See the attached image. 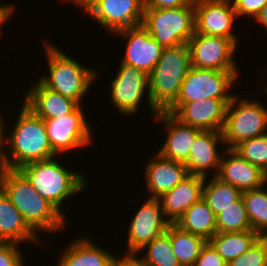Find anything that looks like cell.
<instances>
[{
	"mask_svg": "<svg viewBox=\"0 0 267 266\" xmlns=\"http://www.w3.org/2000/svg\"><path fill=\"white\" fill-rule=\"evenodd\" d=\"M142 25L163 48L188 43L195 33L194 6L144 8Z\"/></svg>",
	"mask_w": 267,
	"mask_h": 266,
	"instance_id": "6",
	"label": "cell"
},
{
	"mask_svg": "<svg viewBox=\"0 0 267 266\" xmlns=\"http://www.w3.org/2000/svg\"><path fill=\"white\" fill-rule=\"evenodd\" d=\"M216 226L224 233L252 230L242 197L216 215Z\"/></svg>",
	"mask_w": 267,
	"mask_h": 266,
	"instance_id": "31",
	"label": "cell"
},
{
	"mask_svg": "<svg viewBox=\"0 0 267 266\" xmlns=\"http://www.w3.org/2000/svg\"><path fill=\"white\" fill-rule=\"evenodd\" d=\"M111 81L110 100L119 113L133 116L141 107L139 105L146 92L151 113L154 116L158 113L150 104L149 78L145 72L120 63L119 70Z\"/></svg>",
	"mask_w": 267,
	"mask_h": 266,
	"instance_id": "10",
	"label": "cell"
},
{
	"mask_svg": "<svg viewBox=\"0 0 267 266\" xmlns=\"http://www.w3.org/2000/svg\"><path fill=\"white\" fill-rule=\"evenodd\" d=\"M71 1V0H70ZM95 0H72V2L75 4H77V6L79 5V7L81 6L83 8L84 11H86L94 2Z\"/></svg>",
	"mask_w": 267,
	"mask_h": 266,
	"instance_id": "42",
	"label": "cell"
},
{
	"mask_svg": "<svg viewBox=\"0 0 267 266\" xmlns=\"http://www.w3.org/2000/svg\"><path fill=\"white\" fill-rule=\"evenodd\" d=\"M116 34L127 38L125 55L120 63L133 66L149 75L160 59L163 47L142 24L118 31L113 35Z\"/></svg>",
	"mask_w": 267,
	"mask_h": 266,
	"instance_id": "16",
	"label": "cell"
},
{
	"mask_svg": "<svg viewBox=\"0 0 267 266\" xmlns=\"http://www.w3.org/2000/svg\"><path fill=\"white\" fill-rule=\"evenodd\" d=\"M43 42H45L49 73L42 75L38 80L50 90L69 97L81 105L85 94L90 92L91 83L98 77L97 72L77 62L57 45H52L47 40Z\"/></svg>",
	"mask_w": 267,
	"mask_h": 266,
	"instance_id": "5",
	"label": "cell"
},
{
	"mask_svg": "<svg viewBox=\"0 0 267 266\" xmlns=\"http://www.w3.org/2000/svg\"><path fill=\"white\" fill-rule=\"evenodd\" d=\"M14 8H15V5H13V4L11 5V3H10V5L0 4V29H1V26L7 22V20H10L11 15H12L13 11L15 10Z\"/></svg>",
	"mask_w": 267,
	"mask_h": 266,
	"instance_id": "39",
	"label": "cell"
},
{
	"mask_svg": "<svg viewBox=\"0 0 267 266\" xmlns=\"http://www.w3.org/2000/svg\"><path fill=\"white\" fill-rule=\"evenodd\" d=\"M234 150L267 174V133L242 141Z\"/></svg>",
	"mask_w": 267,
	"mask_h": 266,
	"instance_id": "32",
	"label": "cell"
},
{
	"mask_svg": "<svg viewBox=\"0 0 267 266\" xmlns=\"http://www.w3.org/2000/svg\"><path fill=\"white\" fill-rule=\"evenodd\" d=\"M170 240L180 266H193L207 242L200 236L183 231L175 223H170Z\"/></svg>",
	"mask_w": 267,
	"mask_h": 266,
	"instance_id": "27",
	"label": "cell"
},
{
	"mask_svg": "<svg viewBox=\"0 0 267 266\" xmlns=\"http://www.w3.org/2000/svg\"><path fill=\"white\" fill-rule=\"evenodd\" d=\"M227 266H267V237H259L249 250L230 261Z\"/></svg>",
	"mask_w": 267,
	"mask_h": 266,
	"instance_id": "33",
	"label": "cell"
},
{
	"mask_svg": "<svg viewBox=\"0 0 267 266\" xmlns=\"http://www.w3.org/2000/svg\"><path fill=\"white\" fill-rule=\"evenodd\" d=\"M221 154L216 174L220 180L235 186L241 192L267 186V174L246 161L234 149L225 148V152Z\"/></svg>",
	"mask_w": 267,
	"mask_h": 266,
	"instance_id": "17",
	"label": "cell"
},
{
	"mask_svg": "<svg viewBox=\"0 0 267 266\" xmlns=\"http://www.w3.org/2000/svg\"><path fill=\"white\" fill-rule=\"evenodd\" d=\"M196 0H145V8L170 9L194 6Z\"/></svg>",
	"mask_w": 267,
	"mask_h": 266,
	"instance_id": "37",
	"label": "cell"
},
{
	"mask_svg": "<svg viewBox=\"0 0 267 266\" xmlns=\"http://www.w3.org/2000/svg\"><path fill=\"white\" fill-rule=\"evenodd\" d=\"M255 22L257 21L261 27L267 29V5L257 14V16L253 19Z\"/></svg>",
	"mask_w": 267,
	"mask_h": 266,
	"instance_id": "41",
	"label": "cell"
},
{
	"mask_svg": "<svg viewBox=\"0 0 267 266\" xmlns=\"http://www.w3.org/2000/svg\"><path fill=\"white\" fill-rule=\"evenodd\" d=\"M23 104L42 119L61 118L70 114L79 104L45 87L39 80L24 96Z\"/></svg>",
	"mask_w": 267,
	"mask_h": 266,
	"instance_id": "22",
	"label": "cell"
},
{
	"mask_svg": "<svg viewBox=\"0 0 267 266\" xmlns=\"http://www.w3.org/2000/svg\"><path fill=\"white\" fill-rule=\"evenodd\" d=\"M188 45L192 67L237 72L234 54L238 45L233 40L194 33Z\"/></svg>",
	"mask_w": 267,
	"mask_h": 266,
	"instance_id": "9",
	"label": "cell"
},
{
	"mask_svg": "<svg viewBox=\"0 0 267 266\" xmlns=\"http://www.w3.org/2000/svg\"><path fill=\"white\" fill-rule=\"evenodd\" d=\"M193 266H227V263L207 241Z\"/></svg>",
	"mask_w": 267,
	"mask_h": 266,
	"instance_id": "36",
	"label": "cell"
},
{
	"mask_svg": "<svg viewBox=\"0 0 267 266\" xmlns=\"http://www.w3.org/2000/svg\"><path fill=\"white\" fill-rule=\"evenodd\" d=\"M31 183L36 192L47 199L63 215L64 200L83 192L87 187L85 176L69 171L56 159L32 162L18 169Z\"/></svg>",
	"mask_w": 267,
	"mask_h": 266,
	"instance_id": "4",
	"label": "cell"
},
{
	"mask_svg": "<svg viewBox=\"0 0 267 266\" xmlns=\"http://www.w3.org/2000/svg\"><path fill=\"white\" fill-rule=\"evenodd\" d=\"M194 10L195 33L229 38L238 45L232 30L238 17L231 0H196Z\"/></svg>",
	"mask_w": 267,
	"mask_h": 266,
	"instance_id": "13",
	"label": "cell"
},
{
	"mask_svg": "<svg viewBox=\"0 0 267 266\" xmlns=\"http://www.w3.org/2000/svg\"><path fill=\"white\" fill-rule=\"evenodd\" d=\"M90 240L83 237L68 244L56 266H111L115 255Z\"/></svg>",
	"mask_w": 267,
	"mask_h": 266,
	"instance_id": "24",
	"label": "cell"
},
{
	"mask_svg": "<svg viewBox=\"0 0 267 266\" xmlns=\"http://www.w3.org/2000/svg\"><path fill=\"white\" fill-rule=\"evenodd\" d=\"M84 113L78 105L61 118L43 119L50 145L57 155L91 143L93 132Z\"/></svg>",
	"mask_w": 267,
	"mask_h": 266,
	"instance_id": "11",
	"label": "cell"
},
{
	"mask_svg": "<svg viewBox=\"0 0 267 266\" xmlns=\"http://www.w3.org/2000/svg\"><path fill=\"white\" fill-rule=\"evenodd\" d=\"M203 182V176L189 174L158 198L163 215L170 223H176L186 210L202 198Z\"/></svg>",
	"mask_w": 267,
	"mask_h": 266,
	"instance_id": "20",
	"label": "cell"
},
{
	"mask_svg": "<svg viewBox=\"0 0 267 266\" xmlns=\"http://www.w3.org/2000/svg\"><path fill=\"white\" fill-rule=\"evenodd\" d=\"M238 99L239 97L234 95L227 105L221 131L225 147L229 149H234L244 140L267 133L266 107L259 101Z\"/></svg>",
	"mask_w": 267,
	"mask_h": 266,
	"instance_id": "7",
	"label": "cell"
},
{
	"mask_svg": "<svg viewBox=\"0 0 267 266\" xmlns=\"http://www.w3.org/2000/svg\"><path fill=\"white\" fill-rule=\"evenodd\" d=\"M190 68L188 43L163 48L160 59L148 75L150 104L157 112H165L177 100Z\"/></svg>",
	"mask_w": 267,
	"mask_h": 266,
	"instance_id": "3",
	"label": "cell"
},
{
	"mask_svg": "<svg viewBox=\"0 0 267 266\" xmlns=\"http://www.w3.org/2000/svg\"><path fill=\"white\" fill-rule=\"evenodd\" d=\"M230 101L209 98L187 103H173L165 112L172 114L181 123L201 131L221 132Z\"/></svg>",
	"mask_w": 267,
	"mask_h": 266,
	"instance_id": "14",
	"label": "cell"
},
{
	"mask_svg": "<svg viewBox=\"0 0 267 266\" xmlns=\"http://www.w3.org/2000/svg\"><path fill=\"white\" fill-rule=\"evenodd\" d=\"M18 244L0 242V266H24Z\"/></svg>",
	"mask_w": 267,
	"mask_h": 266,
	"instance_id": "34",
	"label": "cell"
},
{
	"mask_svg": "<svg viewBox=\"0 0 267 266\" xmlns=\"http://www.w3.org/2000/svg\"><path fill=\"white\" fill-rule=\"evenodd\" d=\"M212 177L208 182L207 177L204 178L202 198L214 214L218 215L225 208L236 202L241 197L242 192L235 186L223 182L218 177Z\"/></svg>",
	"mask_w": 267,
	"mask_h": 266,
	"instance_id": "28",
	"label": "cell"
},
{
	"mask_svg": "<svg viewBox=\"0 0 267 266\" xmlns=\"http://www.w3.org/2000/svg\"><path fill=\"white\" fill-rule=\"evenodd\" d=\"M224 143L219 131H200L193 140L188 160L184 163L190 175L207 177L213 168L212 176H216L221 155L217 145Z\"/></svg>",
	"mask_w": 267,
	"mask_h": 266,
	"instance_id": "19",
	"label": "cell"
},
{
	"mask_svg": "<svg viewBox=\"0 0 267 266\" xmlns=\"http://www.w3.org/2000/svg\"><path fill=\"white\" fill-rule=\"evenodd\" d=\"M154 159L148 161L145 168V182L148 198L158 199L174 188L188 174L184 163L168 160L155 153ZM156 158V159H155Z\"/></svg>",
	"mask_w": 267,
	"mask_h": 266,
	"instance_id": "21",
	"label": "cell"
},
{
	"mask_svg": "<svg viewBox=\"0 0 267 266\" xmlns=\"http://www.w3.org/2000/svg\"><path fill=\"white\" fill-rule=\"evenodd\" d=\"M260 236L253 230L241 232H217L208 242L228 264L255 243Z\"/></svg>",
	"mask_w": 267,
	"mask_h": 266,
	"instance_id": "26",
	"label": "cell"
},
{
	"mask_svg": "<svg viewBox=\"0 0 267 266\" xmlns=\"http://www.w3.org/2000/svg\"><path fill=\"white\" fill-rule=\"evenodd\" d=\"M111 266H145L137 254L126 253L123 257L116 256L112 261Z\"/></svg>",
	"mask_w": 267,
	"mask_h": 266,
	"instance_id": "38",
	"label": "cell"
},
{
	"mask_svg": "<svg viewBox=\"0 0 267 266\" xmlns=\"http://www.w3.org/2000/svg\"><path fill=\"white\" fill-rule=\"evenodd\" d=\"M130 221L127 236V253L136 254L145 244L166 232L170 222L164 217L160 201L146 198Z\"/></svg>",
	"mask_w": 267,
	"mask_h": 266,
	"instance_id": "15",
	"label": "cell"
},
{
	"mask_svg": "<svg viewBox=\"0 0 267 266\" xmlns=\"http://www.w3.org/2000/svg\"><path fill=\"white\" fill-rule=\"evenodd\" d=\"M154 119L161 124L163 122L168 133L166 141L157 153L165 159L185 163L189 158L193 140L201 130L181 123L167 112H158Z\"/></svg>",
	"mask_w": 267,
	"mask_h": 266,
	"instance_id": "18",
	"label": "cell"
},
{
	"mask_svg": "<svg viewBox=\"0 0 267 266\" xmlns=\"http://www.w3.org/2000/svg\"><path fill=\"white\" fill-rule=\"evenodd\" d=\"M264 186L241 194L251 228L260 237H267V188Z\"/></svg>",
	"mask_w": 267,
	"mask_h": 266,
	"instance_id": "29",
	"label": "cell"
},
{
	"mask_svg": "<svg viewBox=\"0 0 267 266\" xmlns=\"http://www.w3.org/2000/svg\"><path fill=\"white\" fill-rule=\"evenodd\" d=\"M238 72H223L192 67L184 77L174 103H187L204 99L231 100L235 94L227 93L237 81Z\"/></svg>",
	"mask_w": 267,
	"mask_h": 266,
	"instance_id": "8",
	"label": "cell"
},
{
	"mask_svg": "<svg viewBox=\"0 0 267 266\" xmlns=\"http://www.w3.org/2000/svg\"><path fill=\"white\" fill-rule=\"evenodd\" d=\"M42 242L23 219L18 209L0 189V242Z\"/></svg>",
	"mask_w": 267,
	"mask_h": 266,
	"instance_id": "23",
	"label": "cell"
},
{
	"mask_svg": "<svg viewBox=\"0 0 267 266\" xmlns=\"http://www.w3.org/2000/svg\"><path fill=\"white\" fill-rule=\"evenodd\" d=\"M143 249L146 253L138 257L145 266H180L171 245L170 224L165 233L145 244L136 254L139 255Z\"/></svg>",
	"mask_w": 267,
	"mask_h": 266,
	"instance_id": "30",
	"label": "cell"
},
{
	"mask_svg": "<svg viewBox=\"0 0 267 266\" xmlns=\"http://www.w3.org/2000/svg\"><path fill=\"white\" fill-rule=\"evenodd\" d=\"M175 224L183 231L200 236L206 241L217 233L216 215L203 198L186 210Z\"/></svg>",
	"mask_w": 267,
	"mask_h": 266,
	"instance_id": "25",
	"label": "cell"
},
{
	"mask_svg": "<svg viewBox=\"0 0 267 266\" xmlns=\"http://www.w3.org/2000/svg\"><path fill=\"white\" fill-rule=\"evenodd\" d=\"M145 0H95L85 11L100 25L115 34L141 25Z\"/></svg>",
	"mask_w": 267,
	"mask_h": 266,
	"instance_id": "12",
	"label": "cell"
},
{
	"mask_svg": "<svg viewBox=\"0 0 267 266\" xmlns=\"http://www.w3.org/2000/svg\"><path fill=\"white\" fill-rule=\"evenodd\" d=\"M0 189L36 234L65 229L66 215L38 194L19 170L0 167Z\"/></svg>",
	"mask_w": 267,
	"mask_h": 266,
	"instance_id": "1",
	"label": "cell"
},
{
	"mask_svg": "<svg viewBox=\"0 0 267 266\" xmlns=\"http://www.w3.org/2000/svg\"><path fill=\"white\" fill-rule=\"evenodd\" d=\"M238 16L255 18L267 5V0H231Z\"/></svg>",
	"mask_w": 267,
	"mask_h": 266,
	"instance_id": "35",
	"label": "cell"
},
{
	"mask_svg": "<svg viewBox=\"0 0 267 266\" xmlns=\"http://www.w3.org/2000/svg\"><path fill=\"white\" fill-rule=\"evenodd\" d=\"M21 105L12 132L5 136L6 149L0 159V167L11 170H18L32 162L57 158L50 145L44 120L23 103Z\"/></svg>",
	"mask_w": 267,
	"mask_h": 266,
	"instance_id": "2",
	"label": "cell"
},
{
	"mask_svg": "<svg viewBox=\"0 0 267 266\" xmlns=\"http://www.w3.org/2000/svg\"><path fill=\"white\" fill-rule=\"evenodd\" d=\"M2 116H3L2 113H0V159H1L3 152H4V149H5L3 147L6 146L4 144V142H5V132H7V130H5L6 129L5 123L6 122H4L5 119Z\"/></svg>",
	"mask_w": 267,
	"mask_h": 266,
	"instance_id": "40",
	"label": "cell"
}]
</instances>
